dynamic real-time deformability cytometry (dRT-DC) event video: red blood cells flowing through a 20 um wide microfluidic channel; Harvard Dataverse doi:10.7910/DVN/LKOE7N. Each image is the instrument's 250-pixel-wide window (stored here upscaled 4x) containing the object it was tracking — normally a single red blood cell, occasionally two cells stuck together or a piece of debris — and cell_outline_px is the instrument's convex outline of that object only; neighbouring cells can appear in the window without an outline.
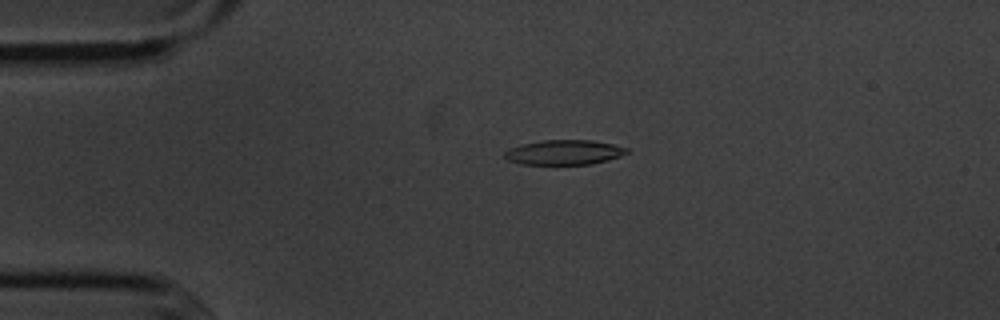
{"species": "common noctule bat (a hibernating species)", "species_latin": "Nyctalus noctula", "temperature_condition": "cold", "stored_images_in_passage": 2, "camera_frame_rate_fps": 3000, "um_per_image_px": 0.085, "animal": {"sex": "male", "body_mass_g": 20.1, "forearm_length_mm": 53.5}, "frame": {"image": 1, "passage_image": 1, "time_ms": 0.0, "image_size_px": [1000, 320], "cell_outline_px": [[628, 152], [620, 156], [608, 160], [592, 164], [520, 164], [508, 160], [504, 156], [504, 152], [508, 148], [520, 144], [544, 140], [592, 140], [612, 144], [628, 148]], "centroid_in_image_um": [47.92, 12.94], "position_along_channel_um": 37.1, "area_um2": 17.69}}